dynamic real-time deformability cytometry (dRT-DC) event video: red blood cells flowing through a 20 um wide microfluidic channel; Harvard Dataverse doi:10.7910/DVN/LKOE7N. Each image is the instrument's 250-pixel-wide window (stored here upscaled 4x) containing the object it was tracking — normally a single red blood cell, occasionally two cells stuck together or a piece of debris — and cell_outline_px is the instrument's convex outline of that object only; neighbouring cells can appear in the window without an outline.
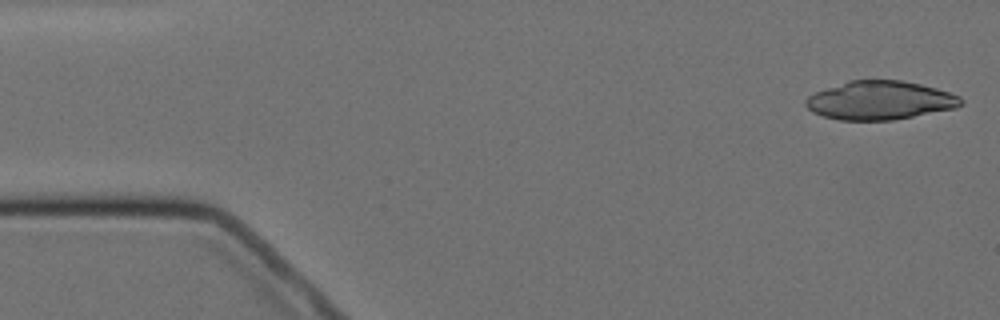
{"species": "Egyptian fruit bat (a non-hibernating species)", "species_latin": "Rousettus aegyptiacus", "temperature_condition": "cold", "stored_images_in_passage": 5, "camera_frame_rate_fps": 3000, "um_per_image_px": 0.085, "animal": {"sex": "female"}, "frame": {"image": 1, "passage_image": 1, "time_ms": 0.0, "image_size_px": [1000, 320], "cell_outline_px": [[964, 104], [956, 108], [892, 120], [840, 120], [824, 116], [812, 112], [804, 104], [804, 100], [808, 96], [816, 92], [848, 80], [900, 80], [920, 84], [936, 88], [960, 96], [964, 100]], "centroid_in_image_um": [74.8, 8.53], "position_along_channel_um": 10.2, "area_um2": 34.91}}